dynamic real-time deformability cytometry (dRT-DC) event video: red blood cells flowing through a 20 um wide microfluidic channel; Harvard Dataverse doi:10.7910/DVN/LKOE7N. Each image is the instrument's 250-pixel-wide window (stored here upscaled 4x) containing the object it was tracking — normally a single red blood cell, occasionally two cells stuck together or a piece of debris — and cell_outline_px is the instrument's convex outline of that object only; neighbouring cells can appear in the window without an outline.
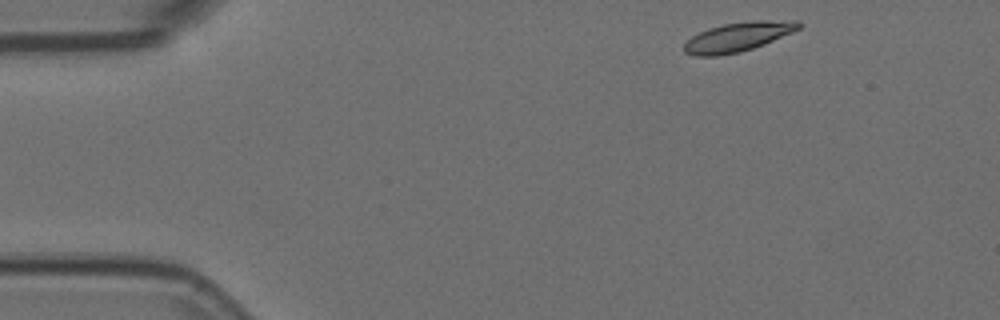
{"species": "Egyptian fruit bat (a non-hibernating species)", "species_latin": "Rousettus aegyptiacus", "temperature_condition": "room temperature", "stored_images_in_passage": 50, "segment_of_instrument_passage": [1, 2], "camera_frame_rate_fps": 3000, "um_per_image_px": 0.085, "animal": {"sex": "female"}, "frame": {"image": 1, "passage_image": 1, "time_ms": 0.0, "image_size_px": [1000, 320], "cell_outline_px": [[804, 24], [800, 28], [792, 32], [764, 44], [740, 52], [716, 56], [696, 56], [684, 52], [684, 44], [692, 36], [708, 28], [724, 24], [752, 20], [800, 20]], "centroid_in_image_um": [62.76, 3.12], "position_along_channel_um": 22.2, "area_um2": 19.59}}
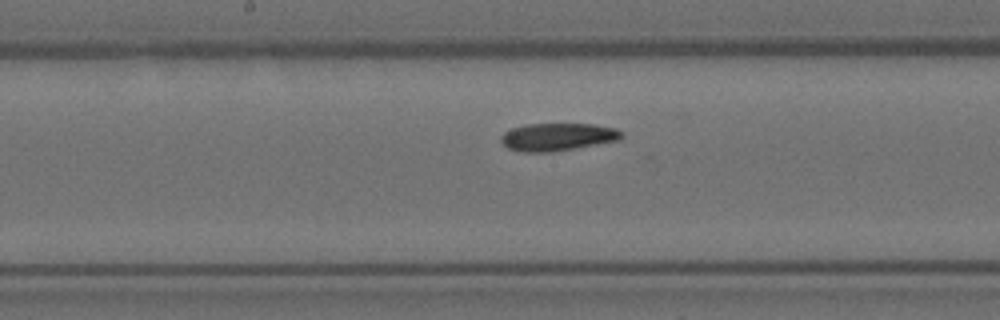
{"frame": {"image": 2, "passage_image": 22, "time_ms": 7.0, "image_size_px": [1000, 320], "cell_outline_px": [[624, 136], [620, 140], [552, 152], [524, 152], [508, 148], [500, 140], [500, 136], [504, 132], [512, 128], [528, 124], [592, 124], [616, 128], [624, 132]], "centroid_in_image_um": [47.42, 11.63], "position_along_channel_um": 200.8, "area_um2": 19.48}}
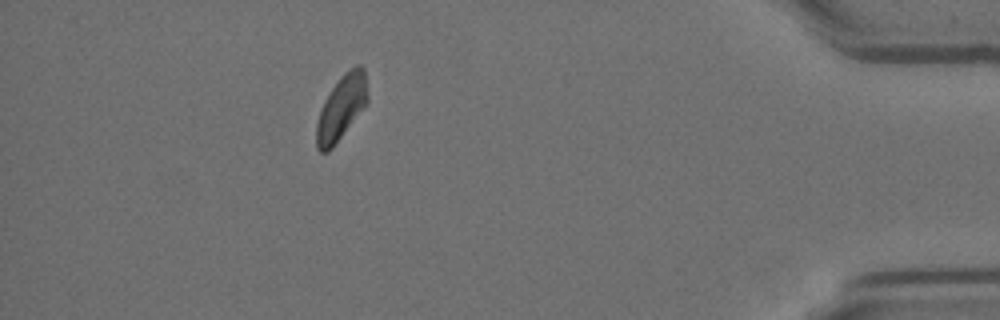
{"frame": {"image": 3, "passage_image": 43, "time_ms": 14.0, "image_size_px": [1000, 320], "cell_outline_px": [[368, 100], [332, 148], [328, 152], [320, 152], [316, 148], [316, 124], [324, 100], [340, 76], [344, 72], [356, 64], [360, 64], [364, 68], [368, 96]], "centroid_in_image_um": [29.0, 9.12], "position_along_channel_um": 406.2, "area_um2": 18.9}}